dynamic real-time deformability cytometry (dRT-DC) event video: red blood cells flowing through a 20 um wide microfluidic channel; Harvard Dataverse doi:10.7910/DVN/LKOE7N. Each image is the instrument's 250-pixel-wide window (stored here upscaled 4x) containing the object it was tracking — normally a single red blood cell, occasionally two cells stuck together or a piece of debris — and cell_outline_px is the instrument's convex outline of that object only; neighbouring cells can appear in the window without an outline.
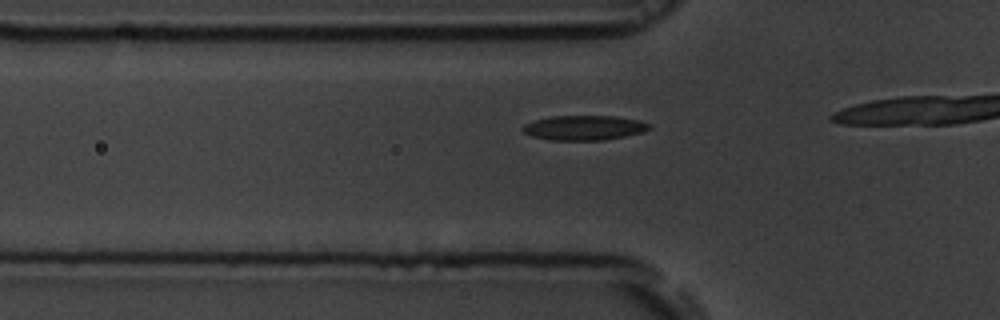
{"species": "common noctule bat (a hibernating species)", "species_latin": "Nyctalus noctula", "temperature_condition": "room temperature", "stored_images_in_passage": 19, "camera_frame_rate_fps": 3000, "um_per_image_px": 0.085, "animal": {"sex": "male", "body_mass_g": 19.5, "forearm_length_mm": 54.6}, "frame": {"image": 1, "passage_image": 14, "time_ms": 4.333, "image_size_px": [1000, 320], "cell_outline_px": [[652, 128], [644, 132], [604, 140], [552, 140], [532, 136], [524, 132], [520, 128], [524, 124], [536, 120], [552, 116], [616, 116], [640, 120], [652, 124]], "centroid_in_image_um": [49.7, 10.85], "position_along_channel_um": 76.1, "area_um2": 18.32}}